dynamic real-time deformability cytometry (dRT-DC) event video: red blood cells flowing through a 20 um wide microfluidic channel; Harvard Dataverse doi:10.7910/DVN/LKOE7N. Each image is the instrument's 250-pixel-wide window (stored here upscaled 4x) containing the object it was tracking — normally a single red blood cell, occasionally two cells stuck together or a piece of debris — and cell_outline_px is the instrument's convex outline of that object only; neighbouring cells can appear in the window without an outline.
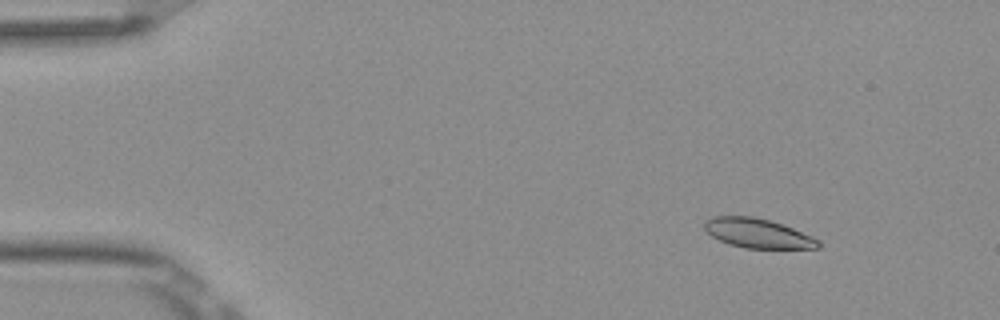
{"species": "Egyptian fruit bat (a non-hibernating species)", "species_latin": "Rousettus aegyptiacus", "temperature_condition": "room temperature", "stored_images_in_passage": 6, "camera_frame_rate_fps": 3000, "um_per_image_px": 0.085, "frame": {"image": 1, "passage_image": 2, "time_ms": 0.333, "image_size_px": [1000, 320], "cell_outline_px": [[820, 248], [744, 248], [728, 244], [712, 236], [704, 228], [704, 220], [712, 216], [752, 216], [768, 220], [792, 228], [812, 236], [820, 240]], "centroid_in_image_um": [64.39, 19.83], "position_along_channel_um": 20.6, "area_um2": 19.42}}
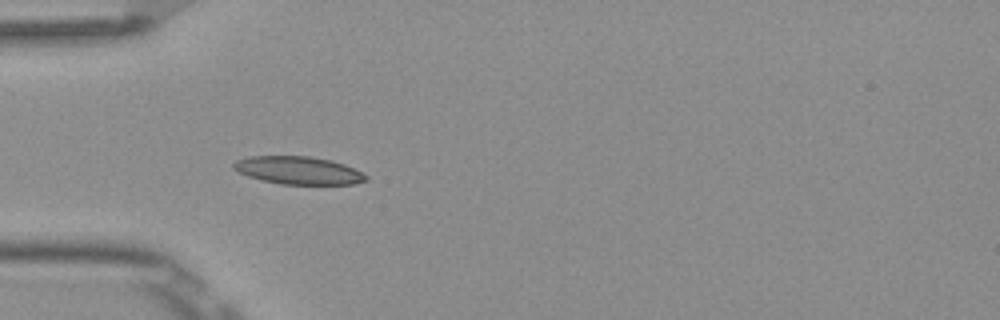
{"frame": {"image": 2, "passage_image": 5, "time_ms": 1.333, "image_size_px": [1000, 320], "cell_outline_px": [[368, 180], [352, 184], [280, 184], [248, 176], [232, 168], [232, 164], [236, 160], [248, 156], [308, 156], [332, 160], [344, 164], [368, 176]], "centroid_in_image_um": [25.35, 14.47], "position_along_channel_um": 59.7, "area_um2": 21.33}}
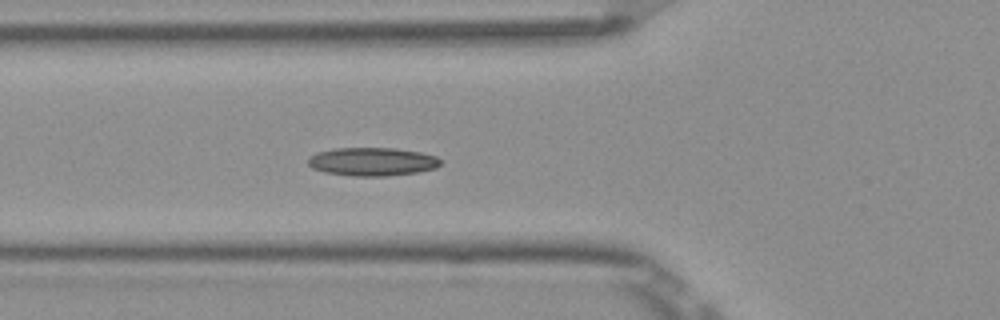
{"frame": {"image": 3, "passage_image": 6, "time_ms": 1.667, "image_size_px": [1000, 320], "cell_outline_px": [[440, 164], [436, 168], [416, 172], [384, 176], [352, 176], [324, 172], [312, 168], [308, 164], [308, 156], [316, 152], [332, 148], [396, 148], [420, 152], [436, 156], [440, 160]], "centroid_in_image_um": [31.59, 13.73], "position_along_channel_um": 94.2, "area_um2": 21.96}}